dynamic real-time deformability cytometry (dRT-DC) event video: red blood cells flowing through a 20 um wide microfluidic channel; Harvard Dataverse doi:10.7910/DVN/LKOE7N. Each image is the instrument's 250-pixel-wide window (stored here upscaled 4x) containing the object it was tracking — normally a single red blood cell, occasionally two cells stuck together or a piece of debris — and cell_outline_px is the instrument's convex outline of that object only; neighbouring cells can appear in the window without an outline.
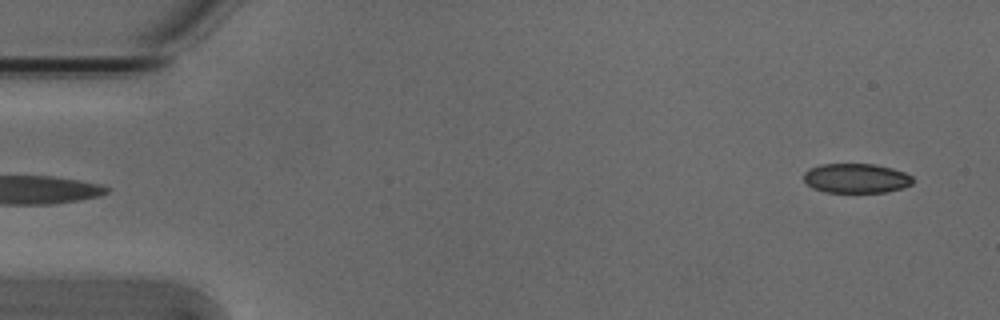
{"species": "Egyptian fruit bat (a non-hibernating species)", "species_latin": "Rousettus aegyptiacus", "temperature_condition": "cold", "stored_images_in_passage": 5, "segment_of_instrument_passage": [2, 2], "camera_frame_rate_fps": 3000, "um_per_image_px": 0.085, "animal": {"sex": "male"}, "frame": {"image": 1, "passage_image": 5, "time_ms": 1.333, "image_size_px": [1000, 320], "cell_outline_px": [[912, 184], [904, 188], [884, 192], [824, 192], [812, 188], [804, 180], [804, 172], [808, 168], [820, 164], [876, 164], [892, 168], [904, 172], [912, 176]], "centroid_in_image_um": [72.76, 15.15], "position_along_channel_um": 12.2, "area_um2": 18.9}}